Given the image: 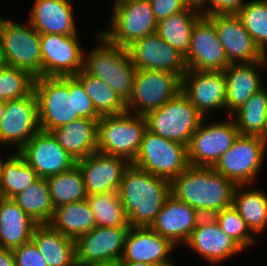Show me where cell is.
Masks as SVG:
<instances>
[{"mask_svg":"<svg viewBox=\"0 0 267 266\" xmlns=\"http://www.w3.org/2000/svg\"><path fill=\"white\" fill-rule=\"evenodd\" d=\"M48 224L64 236L73 239L96 227L93 211L86 199L55 208Z\"/></svg>","mask_w":267,"mask_h":266,"instance_id":"cell-30","label":"cell"},{"mask_svg":"<svg viewBox=\"0 0 267 266\" xmlns=\"http://www.w3.org/2000/svg\"><path fill=\"white\" fill-rule=\"evenodd\" d=\"M41 35L28 22L27 26L4 18L0 28L2 63L42 77Z\"/></svg>","mask_w":267,"mask_h":266,"instance_id":"cell-5","label":"cell"},{"mask_svg":"<svg viewBox=\"0 0 267 266\" xmlns=\"http://www.w3.org/2000/svg\"><path fill=\"white\" fill-rule=\"evenodd\" d=\"M12 200L37 224H48L54 214V205L45 178H39Z\"/></svg>","mask_w":267,"mask_h":266,"instance_id":"cell-34","label":"cell"},{"mask_svg":"<svg viewBox=\"0 0 267 266\" xmlns=\"http://www.w3.org/2000/svg\"><path fill=\"white\" fill-rule=\"evenodd\" d=\"M267 88L254 93L232 114L241 135H256L267 140ZM233 115H235L233 117Z\"/></svg>","mask_w":267,"mask_h":266,"instance_id":"cell-33","label":"cell"},{"mask_svg":"<svg viewBox=\"0 0 267 266\" xmlns=\"http://www.w3.org/2000/svg\"><path fill=\"white\" fill-rule=\"evenodd\" d=\"M236 186L212 167L190 165L170 182V194L203 217H212L233 205Z\"/></svg>","mask_w":267,"mask_h":266,"instance_id":"cell-1","label":"cell"},{"mask_svg":"<svg viewBox=\"0 0 267 266\" xmlns=\"http://www.w3.org/2000/svg\"><path fill=\"white\" fill-rule=\"evenodd\" d=\"M181 88L182 79L174 73L137 69L132 95L126 103V110L136 115L146 116L161 108L169 99L176 96Z\"/></svg>","mask_w":267,"mask_h":266,"instance_id":"cell-10","label":"cell"},{"mask_svg":"<svg viewBox=\"0 0 267 266\" xmlns=\"http://www.w3.org/2000/svg\"><path fill=\"white\" fill-rule=\"evenodd\" d=\"M7 159L5 158V160H1V158H0V183H1V180H2V174H3V167H4V164H5V161H6Z\"/></svg>","mask_w":267,"mask_h":266,"instance_id":"cell-51","label":"cell"},{"mask_svg":"<svg viewBox=\"0 0 267 266\" xmlns=\"http://www.w3.org/2000/svg\"><path fill=\"white\" fill-rule=\"evenodd\" d=\"M32 241L48 266H77L75 239L64 236L49 224H38L34 229Z\"/></svg>","mask_w":267,"mask_h":266,"instance_id":"cell-29","label":"cell"},{"mask_svg":"<svg viewBox=\"0 0 267 266\" xmlns=\"http://www.w3.org/2000/svg\"><path fill=\"white\" fill-rule=\"evenodd\" d=\"M110 29L102 34L109 42L127 48L134 41L155 33L157 20L149 0H128L113 6Z\"/></svg>","mask_w":267,"mask_h":266,"instance_id":"cell-11","label":"cell"},{"mask_svg":"<svg viewBox=\"0 0 267 266\" xmlns=\"http://www.w3.org/2000/svg\"><path fill=\"white\" fill-rule=\"evenodd\" d=\"M237 16L255 44L267 56V0L246 2Z\"/></svg>","mask_w":267,"mask_h":266,"instance_id":"cell-39","label":"cell"},{"mask_svg":"<svg viewBox=\"0 0 267 266\" xmlns=\"http://www.w3.org/2000/svg\"><path fill=\"white\" fill-rule=\"evenodd\" d=\"M3 63H2V60H1V56H0V66L2 65Z\"/></svg>","mask_w":267,"mask_h":266,"instance_id":"cell-54","label":"cell"},{"mask_svg":"<svg viewBox=\"0 0 267 266\" xmlns=\"http://www.w3.org/2000/svg\"><path fill=\"white\" fill-rule=\"evenodd\" d=\"M267 64V56L257 62L230 64L225 70L226 78V109L232 116L263 84L257 67Z\"/></svg>","mask_w":267,"mask_h":266,"instance_id":"cell-25","label":"cell"},{"mask_svg":"<svg viewBox=\"0 0 267 266\" xmlns=\"http://www.w3.org/2000/svg\"><path fill=\"white\" fill-rule=\"evenodd\" d=\"M6 101L0 100V120L5 113Z\"/></svg>","mask_w":267,"mask_h":266,"instance_id":"cell-50","label":"cell"},{"mask_svg":"<svg viewBox=\"0 0 267 266\" xmlns=\"http://www.w3.org/2000/svg\"><path fill=\"white\" fill-rule=\"evenodd\" d=\"M188 70L224 71L230 64L213 23L202 16L194 25L185 55Z\"/></svg>","mask_w":267,"mask_h":266,"instance_id":"cell-17","label":"cell"},{"mask_svg":"<svg viewBox=\"0 0 267 266\" xmlns=\"http://www.w3.org/2000/svg\"><path fill=\"white\" fill-rule=\"evenodd\" d=\"M122 266H157L145 262L122 261Z\"/></svg>","mask_w":267,"mask_h":266,"instance_id":"cell-49","label":"cell"},{"mask_svg":"<svg viewBox=\"0 0 267 266\" xmlns=\"http://www.w3.org/2000/svg\"><path fill=\"white\" fill-rule=\"evenodd\" d=\"M146 130L145 116L128 111L118 115L101 116L98 120L97 151L122 157L132 163Z\"/></svg>","mask_w":267,"mask_h":266,"instance_id":"cell-4","label":"cell"},{"mask_svg":"<svg viewBox=\"0 0 267 266\" xmlns=\"http://www.w3.org/2000/svg\"><path fill=\"white\" fill-rule=\"evenodd\" d=\"M35 77L28 71L0 66V100L9 101L30 95L34 91Z\"/></svg>","mask_w":267,"mask_h":266,"instance_id":"cell-40","label":"cell"},{"mask_svg":"<svg viewBox=\"0 0 267 266\" xmlns=\"http://www.w3.org/2000/svg\"><path fill=\"white\" fill-rule=\"evenodd\" d=\"M212 217L243 250L253 245L255 240L250 233L251 230L233 206L221 210Z\"/></svg>","mask_w":267,"mask_h":266,"instance_id":"cell-41","label":"cell"},{"mask_svg":"<svg viewBox=\"0 0 267 266\" xmlns=\"http://www.w3.org/2000/svg\"><path fill=\"white\" fill-rule=\"evenodd\" d=\"M98 120L80 118L52 131L60 146L76 161L97 152Z\"/></svg>","mask_w":267,"mask_h":266,"instance_id":"cell-27","label":"cell"},{"mask_svg":"<svg viewBox=\"0 0 267 266\" xmlns=\"http://www.w3.org/2000/svg\"><path fill=\"white\" fill-rule=\"evenodd\" d=\"M96 226L130 227L118 192L88 195Z\"/></svg>","mask_w":267,"mask_h":266,"instance_id":"cell-38","label":"cell"},{"mask_svg":"<svg viewBox=\"0 0 267 266\" xmlns=\"http://www.w3.org/2000/svg\"><path fill=\"white\" fill-rule=\"evenodd\" d=\"M207 2L210 4L208 8L206 7ZM244 5L243 0H204V16L212 14H237Z\"/></svg>","mask_w":267,"mask_h":266,"instance_id":"cell-45","label":"cell"},{"mask_svg":"<svg viewBox=\"0 0 267 266\" xmlns=\"http://www.w3.org/2000/svg\"><path fill=\"white\" fill-rule=\"evenodd\" d=\"M189 6L198 8L204 16V0H186Z\"/></svg>","mask_w":267,"mask_h":266,"instance_id":"cell-48","label":"cell"},{"mask_svg":"<svg viewBox=\"0 0 267 266\" xmlns=\"http://www.w3.org/2000/svg\"><path fill=\"white\" fill-rule=\"evenodd\" d=\"M74 77L84 87L100 117L118 115L127 111L126 104L119 98L116 92L105 82L92 76L84 68L75 74Z\"/></svg>","mask_w":267,"mask_h":266,"instance_id":"cell-35","label":"cell"},{"mask_svg":"<svg viewBox=\"0 0 267 266\" xmlns=\"http://www.w3.org/2000/svg\"><path fill=\"white\" fill-rule=\"evenodd\" d=\"M85 266H122V260L117 259V260L103 261V262L92 263Z\"/></svg>","mask_w":267,"mask_h":266,"instance_id":"cell-47","label":"cell"},{"mask_svg":"<svg viewBox=\"0 0 267 266\" xmlns=\"http://www.w3.org/2000/svg\"><path fill=\"white\" fill-rule=\"evenodd\" d=\"M130 227L96 226L75 239L77 266L121 259Z\"/></svg>","mask_w":267,"mask_h":266,"instance_id":"cell-19","label":"cell"},{"mask_svg":"<svg viewBox=\"0 0 267 266\" xmlns=\"http://www.w3.org/2000/svg\"><path fill=\"white\" fill-rule=\"evenodd\" d=\"M38 179L39 176L24 158L18 152H14L7 158L3 167L0 197L12 199Z\"/></svg>","mask_w":267,"mask_h":266,"instance_id":"cell-37","label":"cell"},{"mask_svg":"<svg viewBox=\"0 0 267 266\" xmlns=\"http://www.w3.org/2000/svg\"><path fill=\"white\" fill-rule=\"evenodd\" d=\"M132 165L172 181L190 165L187 146L146 130Z\"/></svg>","mask_w":267,"mask_h":266,"instance_id":"cell-8","label":"cell"},{"mask_svg":"<svg viewBox=\"0 0 267 266\" xmlns=\"http://www.w3.org/2000/svg\"><path fill=\"white\" fill-rule=\"evenodd\" d=\"M118 195L130 227H150L170 195V181L130 164Z\"/></svg>","mask_w":267,"mask_h":266,"instance_id":"cell-2","label":"cell"},{"mask_svg":"<svg viewBox=\"0 0 267 266\" xmlns=\"http://www.w3.org/2000/svg\"><path fill=\"white\" fill-rule=\"evenodd\" d=\"M204 119L187 146L188 161L191 166L213 167L231 148L240 133L232 116L228 121L211 123L207 126L203 124Z\"/></svg>","mask_w":267,"mask_h":266,"instance_id":"cell-12","label":"cell"},{"mask_svg":"<svg viewBox=\"0 0 267 266\" xmlns=\"http://www.w3.org/2000/svg\"><path fill=\"white\" fill-rule=\"evenodd\" d=\"M82 172L87 196L107 192H118L122 176L131 164L122 157L100 152L76 161Z\"/></svg>","mask_w":267,"mask_h":266,"instance_id":"cell-21","label":"cell"},{"mask_svg":"<svg viewBox=\"0 0 267 266\" xmlns=\"http://www.w3.org/2000/svg\"><path fill=\"white\" fill-rule=\"evenodd\" d=\"M69 92H74L75 112L80 118H100L84 87L74 76H69Z\"/></svg>","mask_w":267,"mask_h":266,"instance_id":"cell-42","label":"cell"},{"mask_svg":"<svg viewBox=\"0 0 267 266\" xmlns=\"http://www.w3.org/2000/svg\"><path fill=\"white\" fill-rule=\"evenodd\" d=\"M155 19L159 22L174 13L183 11L189 7L186 0H149Z\"/></svg>","mask_w":267,"mask_h":266,"instance_id":"cell-44","label":"cell"},{"mask_svg":"<svg viewBox=\"0 0 267 266\" xmlns=\"http://www.w3.org/2000/svg\"><path fill=\"white\" fill-rule=\"evenodd\" d=\"M54 208L87 198L82 172L77 164L46 178Z\"/></svg>","mask_w":267,"mask_h":266,"instance_id":"cell-36","label":"cell"},{"mask_svg":"<svg viewBox=\"0 0 267 266\" xmlns=\"http://www.w3.org/2000/svg\"><path fill=\"white\" fill-rule=\"evenodd\" d=\"M78 34H42V77H69L84 68V52Z\"/></svg>","mask_w":267,"mask_h":266,"instance_id":"cell-13","label":"cell"},{"mask_svg":"<svg viewBox=\"0 0 267 266\" xmlns=\"http://www.w3.org/2000/svg\"><path fill=\"white\" fill-rule=\"evenodd\" d=\"M37 225L12 199L0 197V248L13 250L30 242Z\"/></svg>","mask_w":267,"mask_h":266,"instance_id":"cell-28","label":"cell"},{"mask_svg":"<svg viewBox=\"0 0 267 266\" xmlns=\"http://www.w3.org/2000/svg\"><path fill=\"white\" fill-rule=\"evenodd\" d=\"M145 117L151 133L186 146L204 118L182 91Z\"/></svg>","mask_w":267,"mask_h":266,"instance_id":"cell-6","label":"cell"},{"mask_svg":"<svg viewBox=\"0 0 267 266\" xmlns=\"http://www.w3.org/2000/svg\"><path fill=\"white\" fill-rule=\"evenodd\" d=\"M0 266H16L11 249L0 248Z\"/></svg>","mask_w":267,"mask_h":266,"instance_id":"cell-46","label":"cell"},{"mask_svg":"<svg viewBox=\"0 0 267 266\" xmlns=\"http://www.w3.org/2000/svg\"><path fill=\"white\" fill-rule=\"evenodd\" d=\"M266 150L264 137L239 134L212 168L236 185H249L261 169Z\"/></svg>","mask_w":267,"mask_h":266,"instance_id":"cell-9","label":"cell"},{"mask_svg":"<svg viewBox=\"0 0 267 266\" xmlns=\"http://www.w3.org/2000/svg\"><path fill=\"white\" fill-rule=\"evenodd\" d=\"M202 217L197 210L170 194L150 227L177 246L181 241L187 243Z\"/></svg>","mask_w":267,"mask_h":266,"instance_id":"cell-24","label":"cell"},{"mask_svg":"<svg viewBox=\"0 0 267 266\" xmlns=\"http://www.w3.org/2000/svg\"><path fill=\"white\" fill-rule=\"evenodd\" d=\"M98 38L101 45L84 55V69L105 82L126 104L132 95L137 69L127 48L112 44L100 33Z\"/></svg>","mask_w":267,"mask_h":266,"instance_id":"cell-3","label":"cell"},{"mask_svg":"<svg viewBox=\"0 0 267 266\" xmlns=\"http://www.w3.org/2000/svg\"><path fill=\"white\" fill-rule=\"evenodd\" d=\"M186 245L212 265L244 251L218 225L213 217H202Z\"/></svg>","mask_w":267,"mask_h":266,"instance_id":"cell-23","label":"cell"},{"mask_svg":"<svg viewBox=\"0 0 267 266\" xmlns=\"http://www.w3.org/2000/svg\"><path fill=\"white\" fill-rule=\"evenodd\" d=\"M16 266H48L36 244L31 240L13 250Z\"/></svg>","mask_w":267,"mask_h":266,"instance_id":"cell-43","label":"cell"},{"mask_svg":"<svg viewBox=\"0 0 267 266\" xmlns=\"http://www.w3.org/2000/svg\"><path fill=\"white\" fill-rule=\"evenodd\" d=\"M34 92L40 130L52 132L80 119L75 112L74 92H69V77H36Z\"/></svg>","mask_w":267,"mask_h":266,"instance_id":"cell-7","label":"cell"},{"mask_svg":"<svg viewBox=\"0 0 267 266\" xmlns=\"http://www.w3.org/2000/svg\"><path fill=\"white\" fill-rule=\"evenodd\" d=\"M3 20H4V18L0 16V28H1Z\"/></svg>","mask_w":267,"mask_h":266,"instance_id":"cell-53","label":"cell"},{"mask_svg":"<svg viewBox=\"0 0 267 266\" xmlns=\"http://www.w3.org/2000/svg\"><path fill=\"white\" fill-rule=\"evenodd\" d=\"M39 178H48L71 169L74 160L58 143L52 132L39 130L19 151Z\"/></svg>","mask_w":267,"mask_h":266,"instance_id":"cell-16","label":"cell"},{"mask_svg":"<svg viewBox=\"0 0 267 266\" xmlns=\"http://www.w3.org/2000/svg\"><path fill=\"white\" fill-rule=\"evenodd\" d=\"M202 16L198 8L189 6L183 11L160 20L156 33L173 48L186 55L194 25Z\"/></svg>","mask_w":267,"mask_h":266,"instance_id":"cell-31","label":"cell"},{"mask_svg":"<svg viewBox=\"0 0 267 266\" xmlns=\"http://www.w3.org/2000/svg\"><path fill=\"white\" fill-rule=\"evenodd\" d=\"M181 91L204 118L214 109H226L224 71L188 70L182 77Z\"/></svg>","mask_w":267,"mask_h":266,"instance_id":"cell-20","label":"cell"},{"mask_svg":"<svg viewBox=\"0 0 267 266\" xmlns=\"http://www.w3.org/2000/svg\"><path fill=\"white\" fill-rule=\"evenodd\" d=\"M175 248L176 245L151 227H130L121 260L145 262L157 266H174L168 256Z\"/></svg>","mask_w":267,"mask_h":266,"instance_id":"cell-22","label":"cell"},{"mask_svg":"<svg viewBox=\"0 0 267 266\" xmlns=\"http://www.w3.org/2000/svg\"><path fill=\"white\" fill-rule=\"evenodd\" d=\"M246 186L248 185L236 186L232 206L239 212L251 233L258 235L267 226V195L256 188L246 189Z\"/></svg>","mask_w":267,"mask_h":266,"instance_id":"cell-32","label":"cell"},{"mask_svg":"<svg viewBox=\"0 0 267 266\" xmlns=\"http://www.w3.org/2000/svg\"><path fill=\"white\" fill-rule=\"evenodd\" d=\"M28 22L40 34H77L69 0H35Z\"/></svg>","mask_w":267,"mask_h":266,"instance_id":"cell-26","label":"cell"},{"mask_svg":"<svg viewBox=\"0 0 267 266\" xmlns=\"http://www.w3.org/2000/svg\"><path fill=\"white\" fill-rule=\"evenodd\" d=\"M127 49L136 69L169 71L181 79L188 71L185 55L156 32L134 41Z\"/></svg>","mask_w":267,"mask_h":266,"instance_id":"cell-15","label":"cell"},{"mask_svg":"<svg viewBox=\"0 0 267 266\" xmlns=\"http://www.w3.org/2000/svg\"><path fill=\"white\" fill-rule=\"evenodd\" d=\"M39 130L34 91L26 97L6 102L5 113L0 120V145L7 147L14 143L18 152Z\"/></svg>","mask_w":267,"mask_h":266,"instance_id":"cell-14","label":"cell"},{"mask_svg":"<svg viewBox=\"0 0 267 266\" xmlns=\"http://www.w3.org/2000/svg\"><path fill=\"white\" fill-rule=\"evenodd\" d=\"M125 1H128V0H114V5L113 6H115V5H117V4H119V3H122V2H125Z\"/></svg>","mask_w":267,"mask_h":266,"instance_id":"cell-52","label":"cell"},{"mask_svg":"<svg viewBox=\"0 0 267 266\" xmlns=\"http://www.w3.org/2000/svg\"><path fill=\"white\" fill-rule=\"evenodd\" d=\"M206 17L215 27L229 64L257 62L266 57L237 14H212Z\"/></svg>","mask_w":267,"mask_h":266,"instance_id":"cell-18","label":"cell"}]
</instances>
